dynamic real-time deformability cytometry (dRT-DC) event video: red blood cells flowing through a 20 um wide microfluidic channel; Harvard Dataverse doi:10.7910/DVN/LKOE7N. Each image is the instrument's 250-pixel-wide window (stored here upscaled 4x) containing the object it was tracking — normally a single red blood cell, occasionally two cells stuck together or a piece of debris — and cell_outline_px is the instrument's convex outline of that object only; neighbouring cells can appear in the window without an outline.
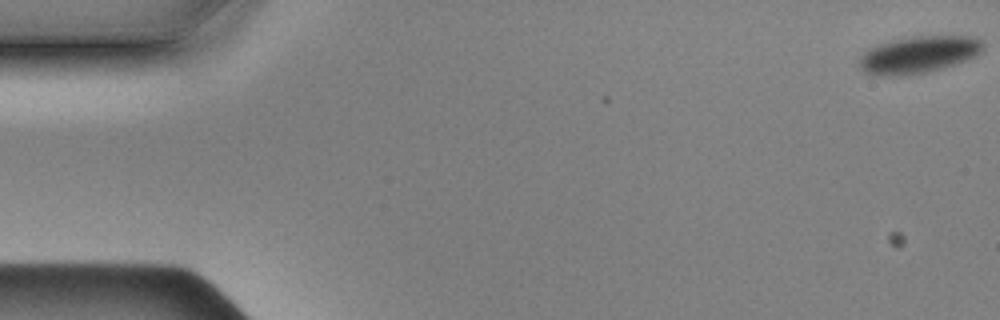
{"species": "Egyptian fruit bat (a non-hibernating species)", "species_latin": "Rousettus aegyptiacus", "temperature_condition": "cold", "stored_images_in_passage": 58, "camera_frame_rate_fps": 3000, "um_per_image_px": 0.085, "animal": {"sex": "male"}, "frame": {"image": 1, "passage_image": 1, "time_ms": 0.0, "image_size_px": [1000, 320], "cell_outline_px": [[984, 48], [976, 56], [940, 68], [924, 72], [900, 76], [876, 76], [860, 68], [860, 56], [868, 48], [880, 44], [912, 36], [976, 36], [984, 40]], "centroid_in_image_um": [78.11, 4.63], "position_along_channel_um": 6.9, "area_um2": 26.47}}
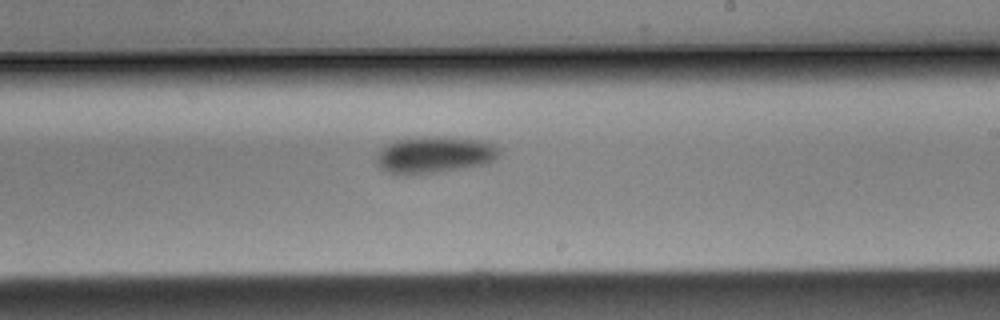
{"frame": {"image": 2, "passage_image": 34, "time_ms": 11.0, "image_size_px": [1000, 320], "cell_outline_px": [[500, 152], [492, 160], [484, 164], [436, 172], [408, 176], [404, 176], [388, 172], [380, 168], [376, 164], [376, 156], [384, 144], [396, 140], [416, 136], [440, 136], [492, 140], [500, 148]], "centroid_in_image_um": [36.91, 13.13], "position_along_channel_um": 252.1, "area_um2": 26.99}}
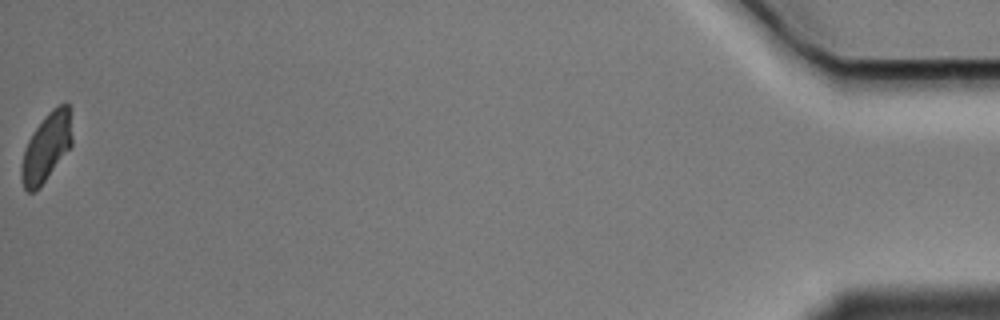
{"frame": {"image": 3, "passage_image": 58, "time_ms": 19.0, "image_size_px": [1000, 320], "cell_outline_px": [[72, 144], [40, 188], [36, 192], [28, 192], [24, 188], [20, 180], [20, 168], [24, 148], [32, 132], [44, 116], [52, 108], [60, 104], [68, 104], [72, 136]], "centroid_in_image_um": [3.9, 12.56], "position_along_channel_um": 431.3, "area_um2": 20.29}, "authors_computed_cell_mechanics": {"area_um2": 27.4839, "velocity_mm_per_s": 3.4897, "shape_relaxation_time_tau1_ms": 1.3877, "shape_relaxation_time_tau2_ms": null, "deformation_change_tau1": 0.0445, "deformation_change_tau2": null}}